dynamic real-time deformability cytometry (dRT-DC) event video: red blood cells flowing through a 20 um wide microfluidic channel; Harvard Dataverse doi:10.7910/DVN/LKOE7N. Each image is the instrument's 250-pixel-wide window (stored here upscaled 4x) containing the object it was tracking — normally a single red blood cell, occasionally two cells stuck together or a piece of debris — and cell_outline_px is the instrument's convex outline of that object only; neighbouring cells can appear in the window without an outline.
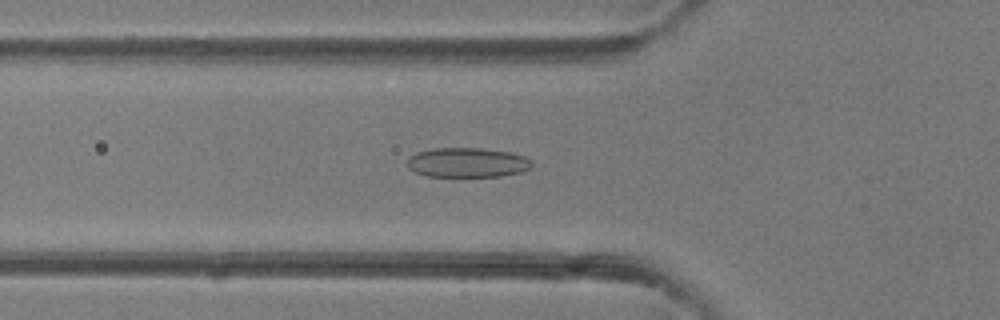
{"species": "common noctule bat (a hibernating species)", "species_latin": "Nyctalus noctula", "temperature_condition": "room temperature", "stored_images_in_passage": 47, "camera_frame_rate_fps": 3000, "um_per_image_px": 0.085, "animal": {"sex": "female"}, "frame": {"image": 1, "passage_image": 16, "time_ms": 5.0, "image_size_px": [1000, 320], "cell_outline_px": [[532, 168], [520, 172], [500, 176], [428, 176], [416, 172], [408, 168], [408, 160], [416, 152], [432, 148], [480, 148], [512, 152], [524, 156], [532, 160]], "centroid_in_image_um": [39.76, 13.8], "position_along_channel_um": 86.0, "area_um2": 21.5}}
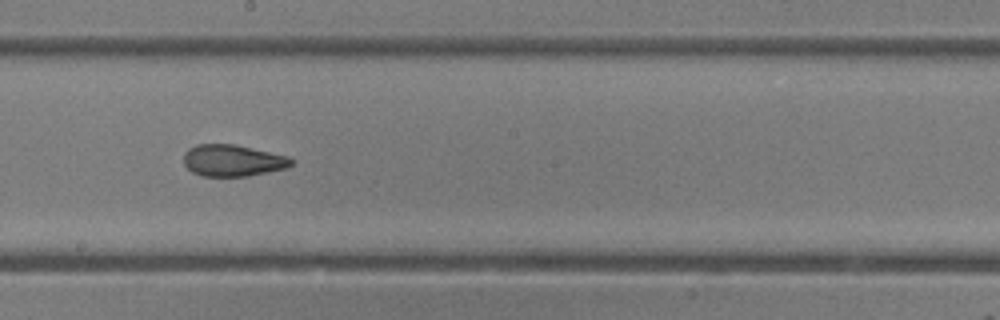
{"frame": {"image": 2, "passage_image": 26, "time_ms": 8.333, "image_size_px": [1000, 320], "cell_outline_px": [[292, 164], [288, 168], [248, 176], [204, 176], [192, 172], [184, 164], [184, 152], [188, 148], [196, 144], [236, 144], [288, 156], [292, 160]], "centroid_in_image_um": [19.77, 13.63], "position_along_channel_um": 228.4, "area_um2": 19.94}}
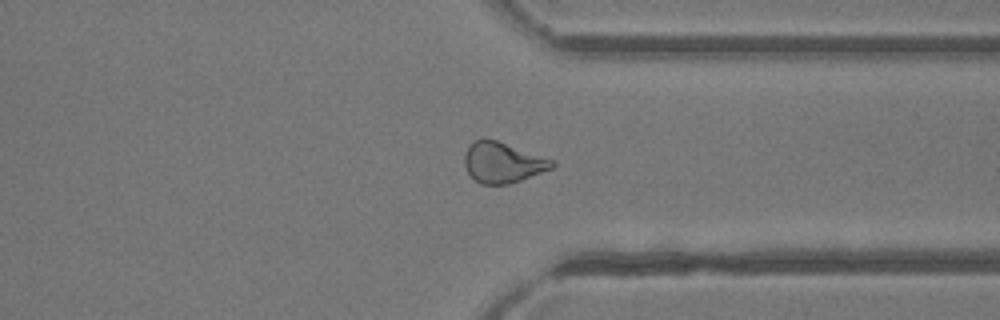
{"frame": {"image": 3, "passage_image": 36, "time_ms": 11.667, "image_size_px": [1000, 320], "cell_outline_px": [[556, 164], [552, 168], [520, 180], [508, 184], [480, 184], [468, 172], [464, 164], [464, 156], [468, 148], [476, 140], [484, 136], [556, 160]], "centroid_in_image_um": [42.75, 13.79], "position_along_channel_um": 368.7, "area_um2": 20.63}, "authors_computed_cell_mechanics": {"area_um2": 21.5016, "velocity_mm_per_s": 4.2421, "shape_relaxation_time_tau1_ms": 7.4139, "shape_relaxation_time_tau2_ms": 1.569, "deformation_change_tau1": 0.1714, "deformation_change_tau2": 0.0742}}